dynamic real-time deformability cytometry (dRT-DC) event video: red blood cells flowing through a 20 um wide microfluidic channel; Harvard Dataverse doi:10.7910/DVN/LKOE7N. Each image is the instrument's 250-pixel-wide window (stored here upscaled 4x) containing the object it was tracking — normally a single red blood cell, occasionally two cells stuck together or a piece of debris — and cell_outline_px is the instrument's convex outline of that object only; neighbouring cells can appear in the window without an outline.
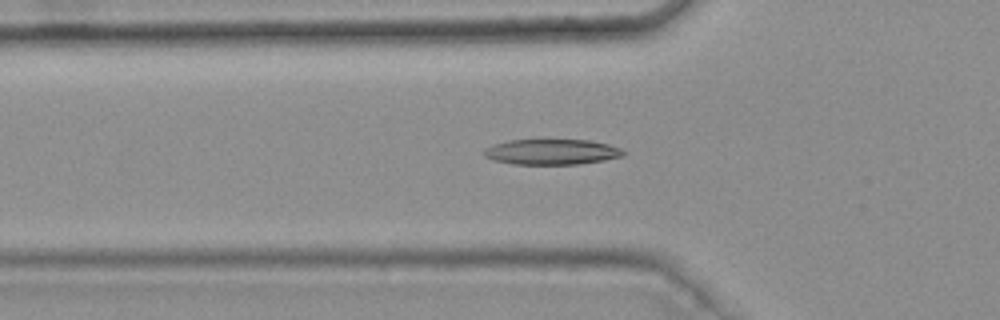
{"species": "common noctule bat (a hibernating species)", "species_latin": "Nyctalus noctula", "temperature_condition": "warm", "stored_images_in_passage": 46, "camera_frame_rate_fps": 3000, "um_per_image_px": 0.085, "animal": {"sex": "female", "body_mass_g": 25.1}, "frame": {"image": 1, "passage_image": 17, "time_ms": 5.333, "image_size_px": [1000, 320], "cell_outline_px": [[628, 152], [624, 156], [604, 160], [580, 164], [512, 164], [492, 160], [484, 156], [484, 148], [492, 144], [508, 140], [588, 140], [608, 144], [620, 148]], "centroid_in_image_um": [46.89, 12.91], "position_along_channel_um": 78.9, "area_um2": 20.87}}
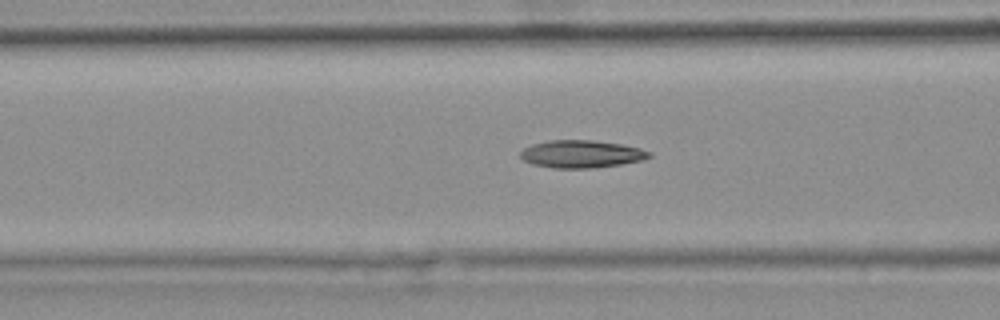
{"frame": {"image": 2, "passage_image": 20, "time_ms": 6.333, "image_size_px": [1000, 320], "cell_outline_px": [[652, 156], [640, 160], [620, 164], [592, 168], [552, 168], [532, 164], [524, 160], [520, 156], [520, 152], [524, 148], [532, 144], [548, 140], [592, 140], [620, 144], [640, 148], [652, 152]], "centroid_in_image_um": [49.4, 13.09], "position_along_channel_um": 117.2, "area_um2": 20.63}}
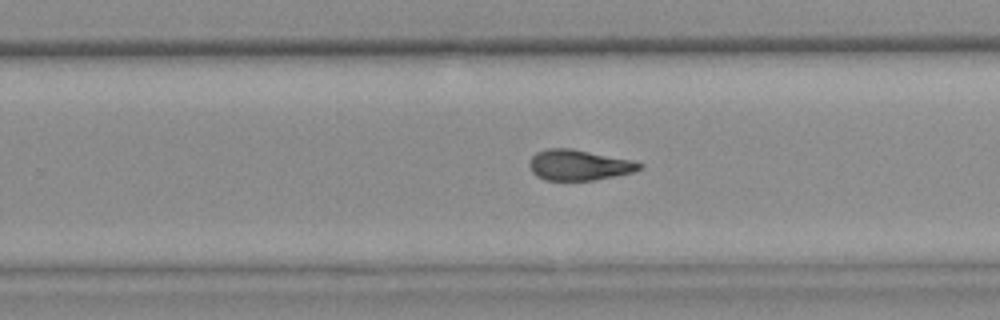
{"frame": {"image": 3, "passage_image": 33, "time_ms": 10.667, "image_size_px": [1000, 320], "cell_outline_px": [[644, 168], [632, 172], [616, 176], [592, 180], [544, 180], [536, 176], [532, 172], [528, 164], [532, 156], [536, 152], [548, 148], [572, 148], [632, 160], [644, 164]], "centroid_in_image_um": [49.21, 14.02], "position_along_channel_um": 280.6, "area_um2": 19.77}, "authors_computed_cell_mechanics": {"area_um2": 20.1433, "velocity_mm_per_s": 3.7766, "shape_relaxation_time_tau1_ms": 7.8343, "shape_relaxation_time_tau2_ms": 3.0971, "deformation_change_tau1": 0.2256, "deformation_change_tau2": 0.1187}}